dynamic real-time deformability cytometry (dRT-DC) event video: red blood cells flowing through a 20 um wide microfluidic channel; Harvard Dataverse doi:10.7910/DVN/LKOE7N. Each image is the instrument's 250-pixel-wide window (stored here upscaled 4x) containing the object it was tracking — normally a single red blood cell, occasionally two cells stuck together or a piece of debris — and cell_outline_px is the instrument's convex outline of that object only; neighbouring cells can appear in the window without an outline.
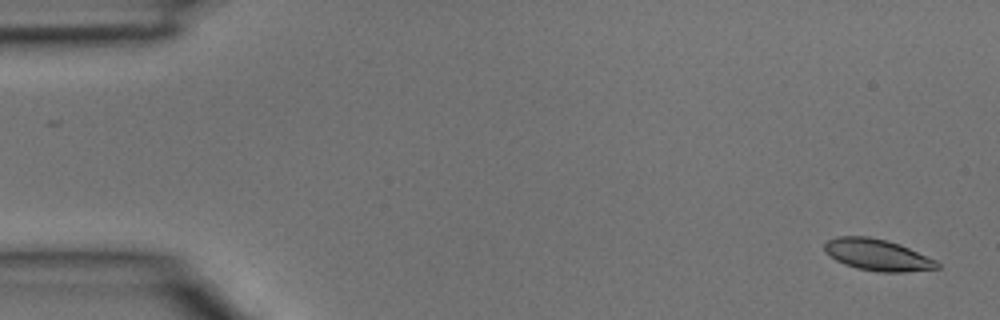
{"species": "common noctule bat (a hibernating species)", "species_latin": "Nyctalus noctula", "temperature_condition": "room temperature", "stored_images_in_passage": 2, "camera_frame_rate_fps": 3000, "um_per_image_px": 0.085, "animal": {"sex": "male", "body_mass_g": 15.6}, "frame": {"image": 1, "passage_image": 2, "time_ms": 0.333, "image_size_px": [1000, 320], "cell_outline_px": [[940, 268], [904, 272], [876, 272], [856, 268], [844, 264], [836, 260], [824, 252], [824, 244], [828, 240], [836, 236], [868, 236], [888, 240], [900, 244], [936, 260], [940, 264]], "centroid_in_image_um": [74.57, 21.66], "position_along_channel_um": 10.4, "area_um2": 20.87}}